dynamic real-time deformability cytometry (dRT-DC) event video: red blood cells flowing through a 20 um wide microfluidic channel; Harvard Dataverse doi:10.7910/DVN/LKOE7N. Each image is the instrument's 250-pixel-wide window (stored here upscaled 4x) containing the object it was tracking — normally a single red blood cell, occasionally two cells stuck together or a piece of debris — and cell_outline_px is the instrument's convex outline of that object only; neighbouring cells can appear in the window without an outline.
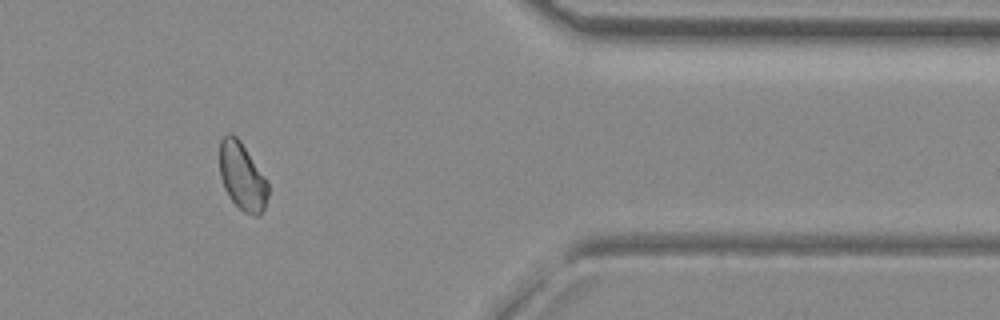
{"species": "common noctule bat (a hibernating species)", "species_latin": "Nyctalus noctula", "temperature_condition": "room temperature", "stored_images_in_passage": 60, "camera_frame_rate_fps": 3000, "um_per_image_px": 0.085, "animal": {"sex": "female", "body_mass_g": 29.2, "forearm_length_mm": 56.3}, "frame": {"image": 1, "passage_image": 51, "time_ms": 16.667, "image_size_px": [1000, 320], "cell_outline_px": [[268, 196], [264, 208], [260, 216], [256, 216], [244, 212], [232, 200], [224, 188], [220, 176], [220, 140], [228, 132], [232, 132], [240, 140], [268, 180]], "centroid_in_image_um": [20.6, 14.98], "position_along_channel_um": 390.8, "area_um2": 19.19}}